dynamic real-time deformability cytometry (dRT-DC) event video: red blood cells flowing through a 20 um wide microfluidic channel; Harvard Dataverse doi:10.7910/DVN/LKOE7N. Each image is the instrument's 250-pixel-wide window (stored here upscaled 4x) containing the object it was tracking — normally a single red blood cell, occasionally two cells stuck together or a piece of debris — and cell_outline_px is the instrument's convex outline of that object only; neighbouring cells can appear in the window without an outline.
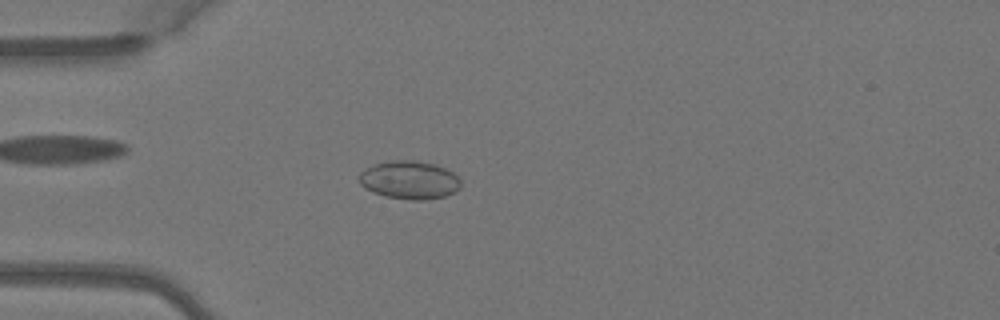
{"species": "Egyptian fruit bat (a non-hibernating species)", "species_latin": "Rousettus aegyptiacus", "temperature_condition": "warm", "stored_images_in_passage": 4, "camera_frame_rate_fps": 3000, "um_per_image_px": 0.085, "animal": {"sex": "female"}, "frame": {"image": 1, "passage_image": 3, "time_ms": 0.667, "image_size_px": [1000, 320], "cell_outline_px": [[460, 188], [456, 192], [444, 196], [428, 200], [412, 200], [384, 196], [372, 192], [364, 188], [360, 184], [360, 172], [364, 168], [372, 164], [392, 160], [416, 160], [436, 164], [452, 172], [460, 180]], "centroid_in_image_um": [34.79, 15.3], "position_along_channel_um": 50.2, "area_um2": 22.89}}